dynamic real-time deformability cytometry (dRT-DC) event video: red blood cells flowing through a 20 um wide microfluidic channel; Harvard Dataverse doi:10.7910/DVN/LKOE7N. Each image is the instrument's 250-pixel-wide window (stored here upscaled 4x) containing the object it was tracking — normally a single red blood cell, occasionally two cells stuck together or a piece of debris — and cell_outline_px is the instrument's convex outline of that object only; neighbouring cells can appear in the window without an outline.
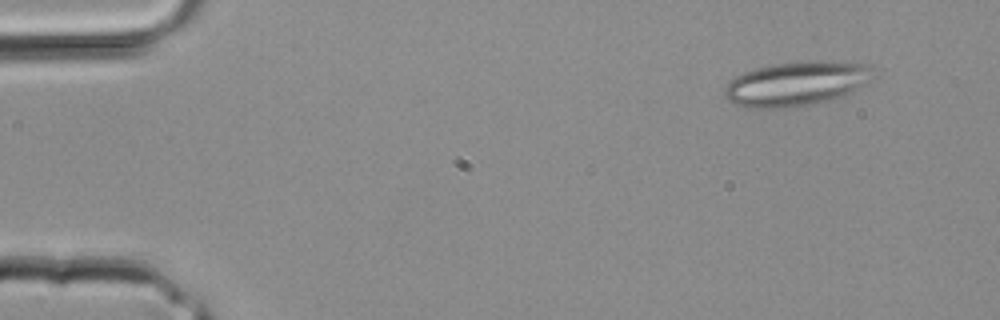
{"species": "common noctule bat (a hibernating species)", "species_latin": "Nyctalus noctula", "temperature_condition": "room temperature", "stored_images_in_passage": 3, "camera_frame_rate_fps": 3000, "um_per_image_px": 0.085, "animal": {"sex": "male", "body_mass_g": 20.4}, "frame": {"image": 1, "passage_image": 1, "time_ms": 0.0, "image_size_px": [1000, 320], "cell_outline_px": [[872, 80], [852, 92], [844, 96], [832, 100], [784, 108], [744, 108], [728, 100], [724, 96], [724, 88], [736, 76], [744, 72], [756, 68], [772, 64], [808, 60], [872, 64]], "centroid_in_image_um": [67.71, 7.11], "position_along_channel_um": 17.3, "area_um2": 38.61}}